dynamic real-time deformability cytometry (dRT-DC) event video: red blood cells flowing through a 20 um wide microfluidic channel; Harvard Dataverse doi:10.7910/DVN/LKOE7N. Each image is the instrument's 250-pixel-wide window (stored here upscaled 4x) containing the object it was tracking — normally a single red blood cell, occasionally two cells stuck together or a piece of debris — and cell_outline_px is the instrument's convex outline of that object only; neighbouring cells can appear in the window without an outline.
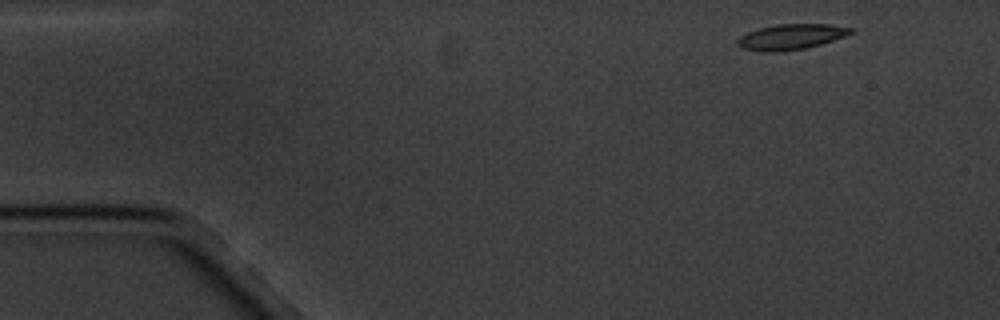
{"species": "common noctule bat (a hibernating species)", "species_latin": "Nyctalus noctula", "temperature_condition": "cold", "stored_images_in_passage": 4, "camera_frame_rate_fps": 3000, "um_per_image_px": 0.085, "animal": {"sex": "male", "body_mass_g": 20.1, "forearm_length_mm": 53.5}, "frame": {"image": 1, "passage_image": 1, "time_ms": 0.0, "image_size_px": [1000, 320], "cell_outline_px": [[856, 32], [820, 44], [804, 48], [772, 52], [764, 52], [740, 48], [736, 44], [736, 40], [740, 36], [748, 32], [760, 28], [776, 24], [828, 24], [852, 28]], "centroid_in_image_um": [67.2, 3.12], "position_along_channel_um": 17.8, "area_um2": 16.7}}
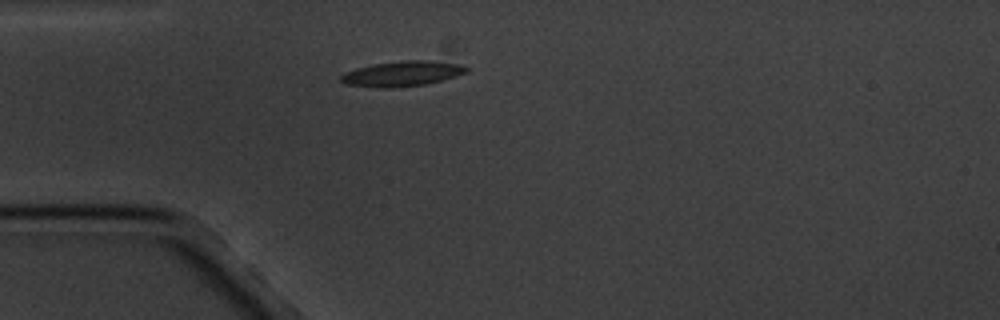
{"frame": {"image": 2, "passage_image": 4, "time_ms": 3.333, "image_size_px": [1000, 320], "cell_outline_px": [[468, 72], [456, 76], [424, 84], [392, 88], [380, 88], [344, 84], [340, 80], [340, 76], [344, 72], [356, 68], [376, 64], [400, 60], [432, 60], [456, 64], [468, 68]], "centroid_in_image_um": [34.14, 6.26], "position_along_channel_um": 50.9, "area_um2": 18.32}}